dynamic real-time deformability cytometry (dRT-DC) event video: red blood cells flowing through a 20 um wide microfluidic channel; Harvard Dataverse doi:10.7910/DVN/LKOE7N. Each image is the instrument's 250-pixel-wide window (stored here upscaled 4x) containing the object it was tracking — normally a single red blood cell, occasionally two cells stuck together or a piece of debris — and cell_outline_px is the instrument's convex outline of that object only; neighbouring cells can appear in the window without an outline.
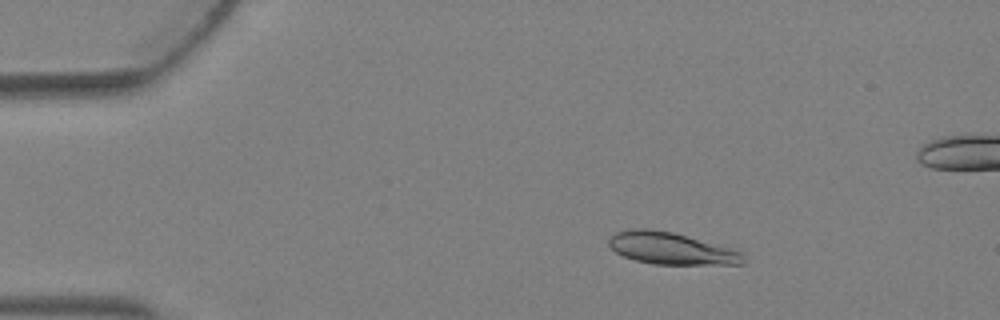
{"species": "Egyptian fruit bat (a non-hibernating species)", "species_latin": "Rousettus aegyptiacus", "temperature_condition": "warm", "stored_images_in_passage": 4, "camera_frame_rate_fps": 3000, "um_per_image_px": 0.085, "animal": {"sex": "female"}, "frame": {"image": 1, "passage_image": 2, "time_ms": 0.333, "image_size_px": [1000, 320], "cell_outline_px": [[744, 264], [656, 264], [636, 260], [624, 256], [616, 252], [608, 244], [608, 240], [616, 232], [628, 228], [648, 228], [672, 232], [728, 248], [740, 252], [744, 260]], "centroid_in_image_um": [56.97, 21.11], "position_along_channel_um": 28.0, "area_um2": 24.51}}